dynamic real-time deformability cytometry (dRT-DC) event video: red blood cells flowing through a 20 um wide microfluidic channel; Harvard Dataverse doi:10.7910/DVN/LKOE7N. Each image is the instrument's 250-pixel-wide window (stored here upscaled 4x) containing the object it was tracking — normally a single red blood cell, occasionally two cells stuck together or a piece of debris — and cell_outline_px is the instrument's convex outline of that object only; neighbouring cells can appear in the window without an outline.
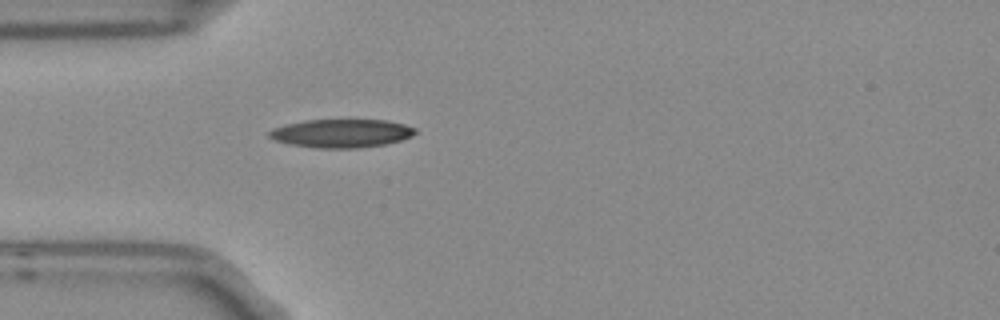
{"species": "Egyptian fruit bat (a non-hibernating species)", "species_latin": "Rousettus aegyptiacus", "temperature_condition": "room temperature", "stored_images_in_passage": 1, "camera_frame_rate_fps": 3000, "um_per_image_px": 0.085, "frame": {"image": 1, "passage_image": 1, "time_ms": 0.0, "image_size_px": [1000, 320], "cell_outline_px": [[416, 132], [412, 136], [400, 140], [384, 144], [360, 148], [316, 148], [288, 144], [276, 140], [268, 136], [268, 132], [272, 128], [304, 120], [384, 120], [404, 124], [416, 128]], "centroid_in_image_um": [29.01, 11.33], "position_along_channel_um": 56.0, "area_um2": 24.1}}